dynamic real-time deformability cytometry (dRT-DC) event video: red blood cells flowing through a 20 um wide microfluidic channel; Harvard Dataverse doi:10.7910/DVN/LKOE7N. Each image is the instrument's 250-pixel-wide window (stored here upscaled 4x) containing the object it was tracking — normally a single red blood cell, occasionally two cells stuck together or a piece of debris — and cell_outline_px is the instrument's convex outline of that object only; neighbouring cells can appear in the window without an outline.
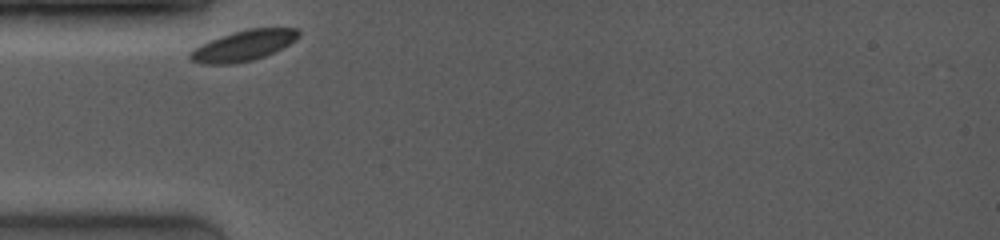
{"species": "common noctule bat (a hibernating species)", "species_latin": "Nyctalus noctula", "temperature_condition": "room temperature", "stored_images_in_passage": 40, "camera_frame_rate_fps": 4000, "um_per_image_px": 0.085, "animal": {"sex": "female", "body_mass_g": 19.0, "forearm_length_mm": 53.3}, "frame": {"image": 1, "passage_image": 1, "time_ms": 0.0, "image_size_px": [1000, 240], "cell_outline_px": [[300, 36], [288, 44], [264, 56], [252, 60], [232, 64], [204, 64], [192, 60], [188, 56], [188, 52], [200, 44], [208, 40], [232, 32], [248, 28], [296, 28], [300, 32]], "centroid_in_image_um": [20.64, 3.87], "position_along_channel_um": 64.4, "area_um2": 19.25}}
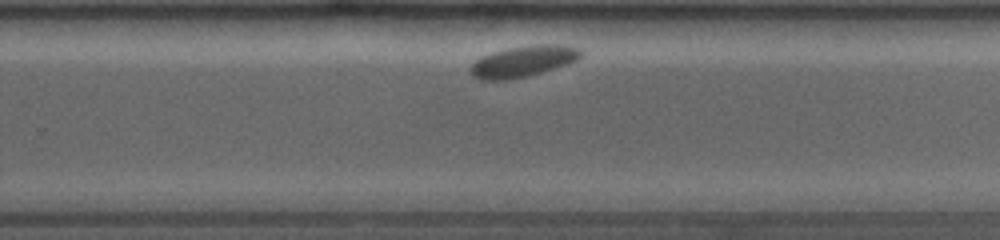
{"frame": {"image": 2, "passage_image": 34, "time_ms": 6.25, "image_size_px": [1000, 240], "cell_outline_px": [[584, 52], [576, 60], [568, 64], [528, 76], [508, 80], [480, 80], [472, 76], [468, 72], [468, 68], [476, 60], [492, 52], [508, 48], [532, 44], [560, 44], [580, 48]], "centroid_in_image_um": [44.46, 5.21], "position_along_channel_um": 285.3, "area_um2": 20.23}}
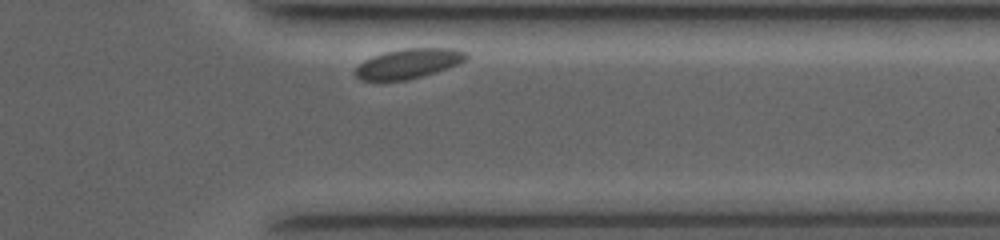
{"frame": {"image": 3, "passage_image": 39, "time_ms": 8.75, "image_size_px": [1000, 240], "cell_outline_px": [[468, 60], [460, 64], [408, 80], [360, 80], [356, 76], [356, 68], [364, 60], [372, 56], [384, 52], [404, 48], [452, 48], [468, 52]], "centroid_in_image_um": [34.77, 5.39], "position_along_channel_um": 376.6, "area_um2": 19.25}}